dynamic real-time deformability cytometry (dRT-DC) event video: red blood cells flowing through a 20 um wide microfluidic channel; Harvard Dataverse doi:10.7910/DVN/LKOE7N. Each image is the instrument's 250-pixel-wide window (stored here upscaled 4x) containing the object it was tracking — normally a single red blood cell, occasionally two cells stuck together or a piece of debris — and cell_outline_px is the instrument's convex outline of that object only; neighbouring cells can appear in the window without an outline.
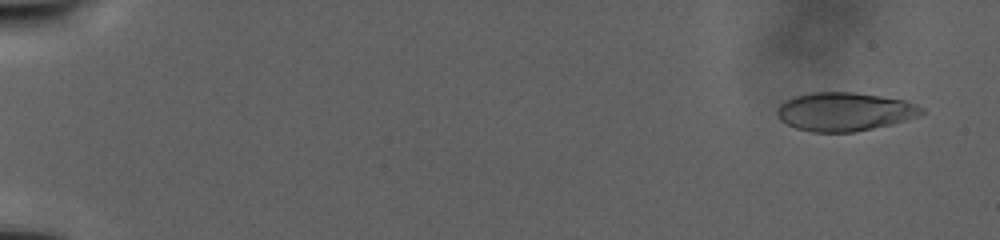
{"species": "human", "species_latin": "Homo sapiens", "temperature_condition": "warm", "stored_images_in_passage": 124, "camera_frame_rate_fps": 3000, "um_per_image_px": 0.085, "donor": {"sex": "male"}, "frame": {"image": 1, "passage_image": 7, "time_ms": 2.0, "image_size_px": [1000, 240], "cell_outline_px": [[924, 112], [920, 116], [892, 124], [856, 132], [812, 132], [796, 128], [780, 120], [776, 112], [780, 104], [784, 100], [796, 96], [812, 92], [856, 92], [904, 100], [916, 104], [924, 108]], "centroid_in_image_um": [71.8, 9.49], "position_along_channel_um": 13.2, "area_um2": 32.6}}
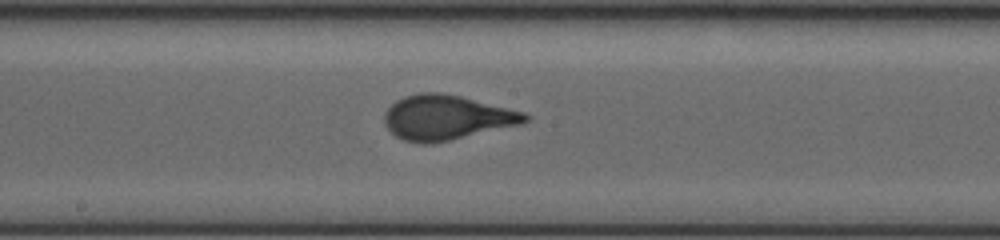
{"frame": {"image": 2, "passage_image": 73, "time_ms": 24.0, "image_size_px": [1000, 240], "cell_outline_px": [[532, 116], [528, 120], [520, 124], [432, 144], [420, 144], [404, 140], [396, 136], [384, 124], [384, 112], [396, 100], [404, 96], [420, 92], [440, 92], [460, 96], [524, 112]], "centroid_in_image_um": [37.93, 9.98], "position_along_channel_um": 210.3, "area_um2": 36.53}}
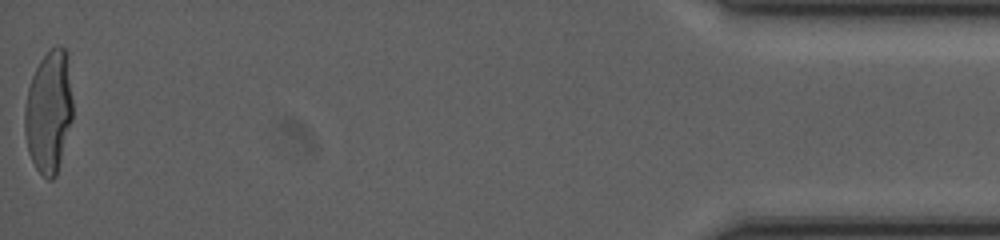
{"frame": {"image": 3, "passage_image": 124, "time_ms": 41.667, "image_size_px": [1000, 240], "cell_outline_px": [[72, 120], [56, 176], [52, 180], [48, 180], [36, 168], [28, 152], [24, 132], [24, 108], [28, 88], [32, 76], [40, 60], [56, 44], [64, 48], [68, 52], [72, 100]], "centroid_in_image_um": [4.15, 9.48], "position_along_channel_um": 431.1, "area_um2": 34.45}}